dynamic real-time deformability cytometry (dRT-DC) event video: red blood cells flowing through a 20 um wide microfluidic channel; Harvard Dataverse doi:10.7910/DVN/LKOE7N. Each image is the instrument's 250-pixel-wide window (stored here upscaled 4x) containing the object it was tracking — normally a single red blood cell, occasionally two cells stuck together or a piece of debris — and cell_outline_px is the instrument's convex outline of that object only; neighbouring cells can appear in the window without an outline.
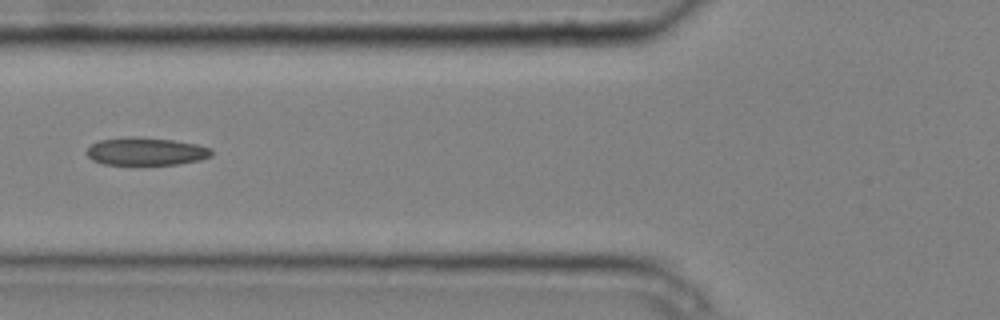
{"species": "common noctule bat (a hibernating species)", "species_latin": "Nyctalus noctula", "temperature_condition": "cold", "stored_images_in_passage": 6, "camera_frame_rate_fps": 3000, "um_per_image_px": 0.085, "animal": {"sex": "male", "body_mass_g": 20.4}, "frame": {"image": 1, "passage_image": 6, "time_ms": 1.667, "image_size_px": [1000, 320], "cell_outline_px": [[212, 156], [200, 160], [180, 164], [104, 164], [92, 160], [84, 152], [92, 144], [100, 140], [128, 136], [172, 140], [196, 144], [212, 148]], "centroid_in_image_um": [12.41, 12.87], "position_along_channel_um": 113.4, "area_um2": 20.17}}